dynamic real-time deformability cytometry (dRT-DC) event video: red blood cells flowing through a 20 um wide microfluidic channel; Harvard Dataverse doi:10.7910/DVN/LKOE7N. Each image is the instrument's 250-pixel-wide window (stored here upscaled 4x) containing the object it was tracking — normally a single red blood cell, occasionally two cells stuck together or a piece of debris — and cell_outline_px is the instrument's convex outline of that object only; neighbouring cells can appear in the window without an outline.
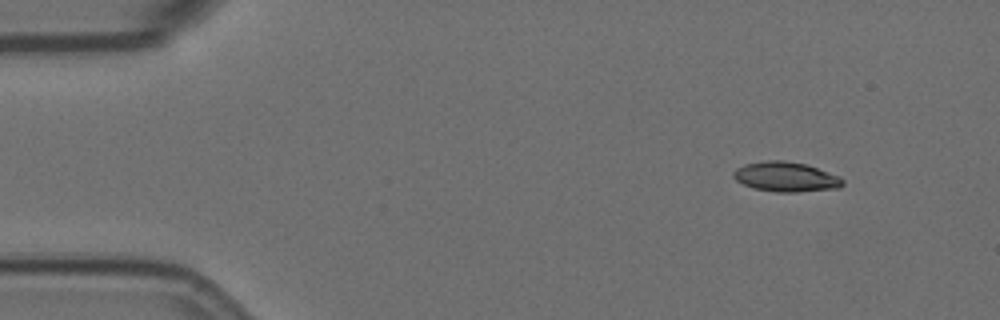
{"species": "Egyptian fruit bat (a non-hibernating species)", "species_latin": "Rousettus aegyptiacus", "temperature_condition": "room temperature", "stored_images_in_passage": 52, "camera_frame_rate_fps": 3000, "um_per_image_px": 0.085, "animal": {"sex": "female"}, "frame": {"image": 1, "passage_image": 1, "time_ms": 0.0, "image_size_px": [1000, 320], "cell_outline_px": [[844, 184], [840, 188], [796, 192], [776, 192], [752, 188], [736, 180], [732, 176], [732, 172], [736, 168], [744, 164], [768, 160], [784, 160], [804, 164], [840, 176], [844, 180]], "centroid_in_image_um": [66.79, 15.03], "position_along_channel_um": 18.2, "area_um2": 19.02}}
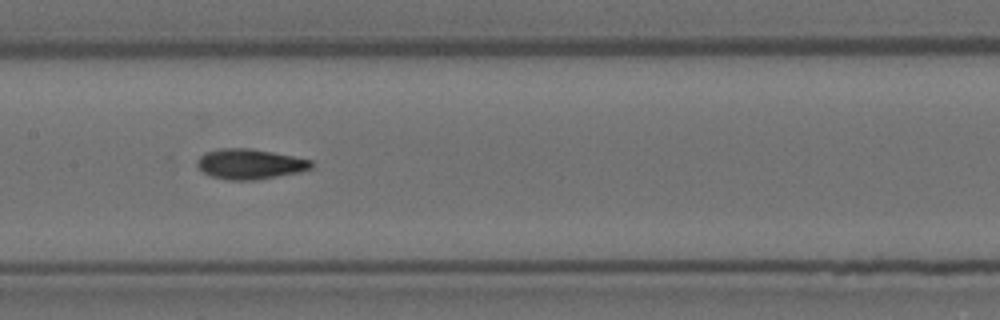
{"frame": {"image": 2, "passage_image": 23, "time_ms": 7.333, "image_size_px": [1000, 320], "cell_outline_px": [[312, 168], [300, 172], [256, 180], [228, 180], [212, 176], [204, 172], [196, 164], [196, 160], [204, 152], [220, 148], [252, 148], [312, 160]], "centroid_in_image_um": [21.23, 13.94], "position_along_channel_um": 186.2, "area_um2": 20.11}}
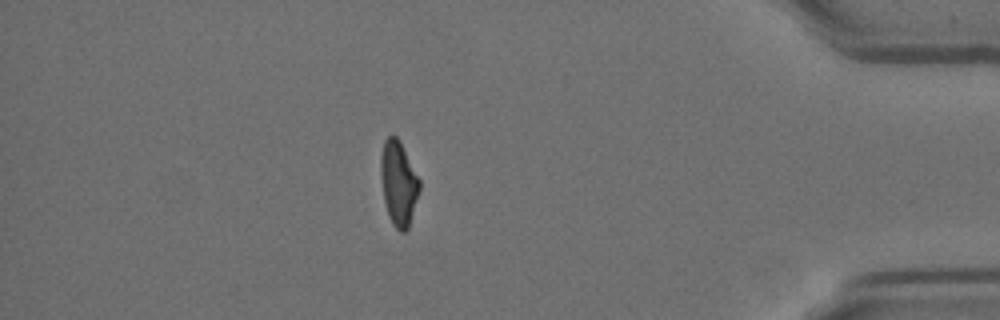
{"frame": {"image": 3, "passage_image": 45, "time_ms": 14.667, "image_size_px": [1000, 320], "cell_outline_px": [[420, 188], [408, 228], [404, 232], [400, 232], [392, 224], [388, 216], [384, 200], [380, 176], [380, 156], [384, 140], [388, 136], [396, 136], [400, 140], [420, 180]], "centroid_in_image_um": [33.86, 15.56], "position_along_channel_um": 401.3, "area_um2": 19.13}, "authors_computed_cell_mechanics": {"area_um2": 19.4208, "velocity_mm_per_s": 3.5205, "shape_relaxation_time_tau1_ms": 6.9723, "shape_relaxation_time_tau2_ms": 2.0937, "deformation_change_tau1": 0.2169, "deformation_change_tau2": 0.085}}